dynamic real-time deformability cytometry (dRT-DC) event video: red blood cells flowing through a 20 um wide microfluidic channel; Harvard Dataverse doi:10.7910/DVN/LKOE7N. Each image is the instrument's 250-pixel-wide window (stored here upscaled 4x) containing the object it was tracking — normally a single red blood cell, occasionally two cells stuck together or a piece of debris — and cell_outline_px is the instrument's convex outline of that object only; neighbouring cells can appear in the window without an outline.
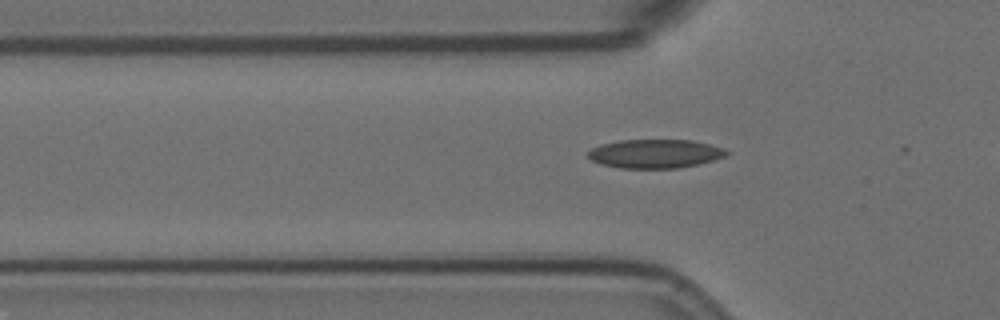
{"species": "Egyptian fruit bat (a non-hibernating species)", "species_latin": "Rousettus aegyptiacus", "temperature_condition": "room temperature", "stored_images_in_passage": 32, "camera_frame_rate_fps": 3000, "um_per_image_px": 0.085, "animal": {"sex": "female"}, "frame": {"image": 1, "passage_image": 6, "time_ms": 1.667, "image_size_px": [1000, 320], "cell_outline_px": [[732, 152], [728, 156], [700, 164], [680, 168], [620, 168], [600, 164], [592, 160], [588, 156], [588, 152], [592, 148], [600, 144], [620, 140], [692, 140], [724, 148]], "centroid_in_image_um": [55.73, 13.07], "position_along_channel_um": 70.1, "area_um2": 23.47}}
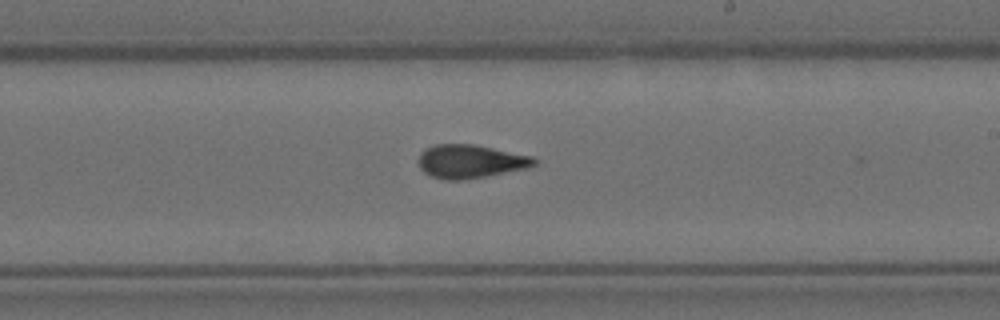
{"frame": {"image": 2, "passage_image": 21, "time_ms": 6.667, "image_size_px": [1000, 320], "cell_outline_px": [[540, 160], [536, 164], [524, 168], [464, 180], [444, 180], [432, 176], [424, 172], [420, 168], [420, 152], [424, 148], [436, 144], [476, 144], [532, 156]], "centroid_in_image_um": [39.97, 13.7], "position_along_channel_um": 249.0, "area_um2": 22.48}}
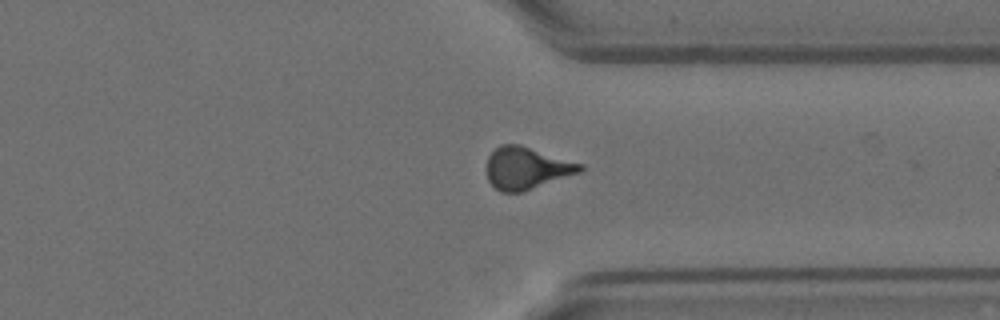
{"frame": {"image": 3, "passage_image": 31, "time_ms": 10.0, "image_size_px": [1000, 320], "cell_outline_px": [[584, 168], [580, 172], [524, 192], [500, 192], [488, 180], [488, 156], [500, 144], [520, 144], [584, 164]], "centroid_in_image_um": [44.78, 14.29], "position_along_channel_um": 366.6, "area_um2": 22.95}}